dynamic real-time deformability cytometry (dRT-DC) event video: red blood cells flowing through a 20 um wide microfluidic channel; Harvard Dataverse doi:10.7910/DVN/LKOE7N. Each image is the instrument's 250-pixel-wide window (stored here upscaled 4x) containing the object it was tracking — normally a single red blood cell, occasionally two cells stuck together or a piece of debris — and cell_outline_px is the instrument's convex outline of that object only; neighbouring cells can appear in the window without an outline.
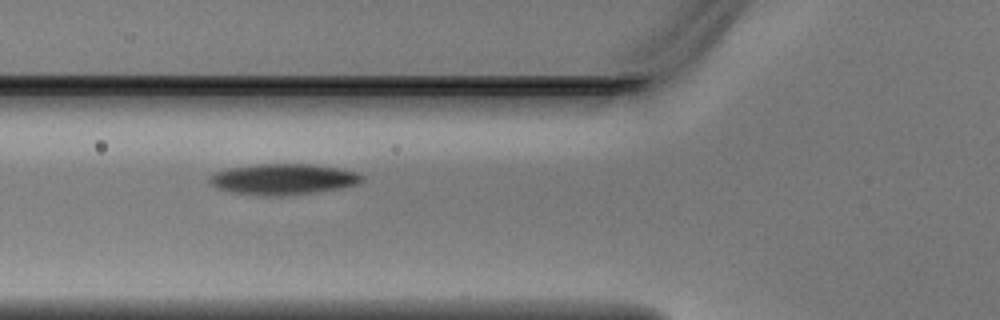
{"species": "Egyptian fruit bat (a non-hibernating species)", "species_latin": "Rousettus aegyptiacus", "temperature_condition": "warm", "stored_images_in_passage": 6, "camera_frame_rate_fps": 3000, "um_per_image_px": 0.085, "animal": {"sex": "male"}, "frame": {"image": 1, "passage_image": 5, "time_ms": 1.333, "image_size_px": [1000, 320], "cell_outline_px": [[364, 180], [356, 184], [340, 188], [316, 192], [284, 196], [260, 196], [236, 192], [216, 188], [208, 180], [216, 172], [232, 168], [256, 164], [308, 164], [336, 168], [356, 172], [364, 176]], "centroid_in_image_um": [24.1, 15.24], "position_along_channel_um": 101.7, "area_um2": 27.11}}
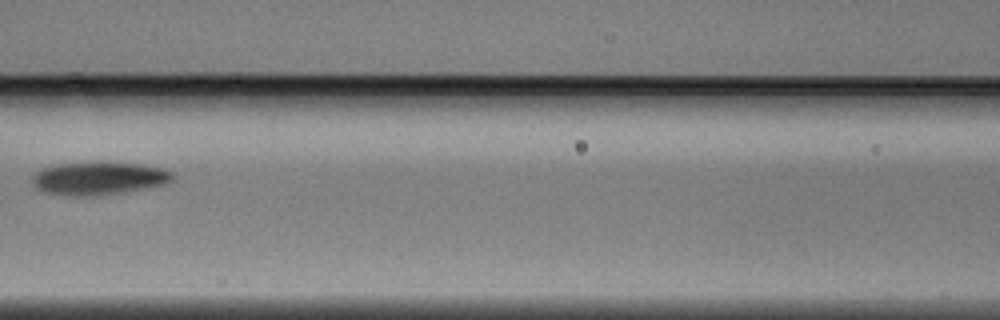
{"frame": {"image": 2, "passage_image": 6, "time_ms": 1.667, "image_size_px": [1000, 320], "cell_outline_px": [[172, 180], [164, 184], [144, 188], [92, 196], [72, 196], [40, 192], [32, 184], [32, 176], [40, 168], [56, 164], [96, 160], [100, 160], [140, 164], [160, 168], [172, 172]], "centroid_in_image_um": [8.29, 15.12], "position_along_channel_um": 158.3, "area_um2": 27.46}}